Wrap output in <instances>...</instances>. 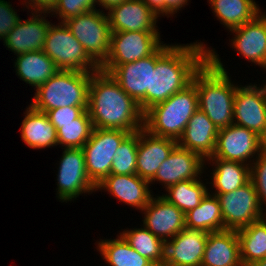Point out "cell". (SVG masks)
I'll use <instances>...</instances> for the list:
<instances>
[{"mask_svg":"<svg viewBox=\"0 0 266 266\" xmlns=\"http://www.w3.org/2000/svg\"><path fill=\"white\" fill-rule=\"evenodd\" d=\"M128 244L141 256L149 259L155 266H163L165 261V242L143 228H135L120 232Z\"/></svg>","mask_w":266,"mask_h":266,"instance_id":"32","label":"cell"},{"mask_svg":"<svg viewBox=\"0 0 266 266\" xmlns=\"http://www.w3.org/2000/svg\"><path fill=\"white\" fill-rule=\"evenodd\" d=\"M159 32H111L110 49L101 66H118L152 55L162 44Z\"/></svg>","mask_w":266,"mask_h":266,"instance_id":"11","label":"cell"},{"mask_svg":"<svg viewBox=\"0 0 266 266\" xmlns=\"http://www.w3.org/2000/svg\"><path fill=\"white\" fill-rule=\"evenodd\" d=\"M157 50L150 56L118 66H100L109 73L121 89L132 97L143 113L146 112V92L150 90L151 68H155Z\"/></svg>","mask_w":266,"mask_h":266,"instance_id":"13","label":"cell"},{"mask_svg":"<svg viewBox=\"0 0 266 266\" xmlns=\"http://www.w3.org/2000/svg\"><path fill=\"white\" fill-rule=\"evenodd\" d=\"M57 1L58 0H25L24 2L28 11L30 7L32 10L31 12H45L48 15V13L50 14V11L56 5Z\"/></svg>","mask_w":266,"mask_h":266,"instance_id":"40","label":"cell"},{"mask_svg":"<svg viewBox=\"0 0 266 266\" xmlns=\"http://www.w3.org/2000/svg\"><path fill=\"white\" fill-rule=\"evenodd\" d=\"M88 55L101 66L110 49L111 29L107 14L95 9L64 22Z\"/></svg>","mask_w":266,"mask_h":266,"instance_id":"7","label":"cell"},{"mask_svg":"<svg viewBox=\"0 0 266 266\" xmlns=\"http://www.w3.org/2000/svg\"><path fill=\"white\" fill-rule=\"evenodd\" d=\"M220 23L228 30L253 20L262 11L254 0H208Z\"/></svg>","mask_w":266,"mask_h":266,"instance_id":"28","label":"cell"},{"mask_svg":"<svg viewBox=\"0 0 266 266\" xmlns=\"http://www.w3.org/2000/svg\"><path fill=\"white\" fill-rule=\"evenodd\" d=\"M149 181L133 175H115L110 174L105 177L97 186V190H106L127 205H130L137 210L142 211L149 203L152 196L149 190Z\"/></svg>","mask_w":266,"mask_h":266,"instance_id":"21","label":"cell"},{"mask_svg":"<svg viewBox=\"0 0 266 266\" xmlns=\"http://www.w3.org/2000/svg\"><path fill=\"white\" fill-rule=\"evenodd\" d=\"M141 213L143 225L164 242L185 229V213L160 195L152 196Z\"/></svg>","mask_w":266,"mask_h":266,"instance_id":"16","label":"cell"},{"mask_svg":"<svg viewBox=\"0 0 266 266\" xmlns=\"http://www.w3.org/2000/svg\"><path fill=\"white\" fill-rule=\"evenodd\" d=\"M185 228L207 233L226 230L218 197L208 192L198 206L185 214Z\"/></svg>","mask_w":266,"mask_h":266,"instance_id":"29","label":"cell"},{"mask_svg":"<svg viewBox=\"0 0 266 266\" xmlns=\"http://www.w3.org/2000/svg\"><path fill=\"white\" fill-rule=\"evenodd\" d=\"M14 66L16 75L25 83L37 89L59 70L54 61L42 50L16 55Z\"/></svg>","mask_w":266,"mask_h":266,"instance_id":"26","label":"cell"},{"mask_svg":"<svg viewBox=\"0 0 266 266\" xmlns=\"http://www.w3.org/2000/svg\"><path fill=\"white\" fill-rule=\"evenodd\" d=\"M24 114L20 129L22 140L28 147L46 149L58 145L57 131L45 112L29 105Z\"/></svg>","mask_w":266,"mask_h":266,"instance_id":"25","label":"cell"},{"mask_svg":"<svg viewBox=\"0 0 266 266\" xmlns=\"http://www.w3.org/2000/svg\"><path fill=\"white\" fill-rule=\"evenodd\" d=\"M252 266H266V258L260 261H257L254 265Z\"/></svg>","mask_w":266,"mask_h":266,"instance_id":"44","label":"cell"},{"mask_svg":"<svg viewBox=\"0 0 266 266\" xmlns=\"http://www.w3.org/2000/svg\"><path fill=\"white\" fill-rule=\"evenodd\" d=\"M208 50L203 42L197 41L186 45L162 44L157 49L155 68H151L146 111L189 85L194 74L208 60Z\"/></svg>","mask_w":266,"mask_h":266,"instance_id":"1","label":"cell"},{"mask_svg":"<svg viewBox=\"0 0 266 266\" xmlns=\"http://www.w3.org/2000/svg\"><path fill=\"white\" fill-rule=\"evenodd\" d=\"M176 145L175 140L155 136L144 128L140 129L136 174L150 181Z\"/></svg>","mask_w":266,"mask_h":266,"instance_id":"22","label":"cell"},{"mask_svg":"<svg viewBox=\"0 0 266 266\" xmlns=\"http://www.w3.org/2000/svg\"><path fill=\"white\" fill-rule=\"evenodd\" d=\"M199 109L218 129L233 124L236 88L214 49L208 50V60L194 74ZM233 83V84H232Z\"/></svg>","mask_w":266,"mask_h":266,"instance_id":"3","label":"cell"},{"mask_svg":"<svg viewBox=\"0 0 266 266\" xmlns=\"http://www.w3.org/2000/svg\"><path fill=\"white\" fill-rule=\"evenodd\" d=\"M91 73L60 70L40 85L30 105L41 112L59 107H88Z\"/></svg>","mask_w":266,"mask_h":266,"instance_id":"5","label":"cell"},{"mask_svg":"<svg viewBox=\"0 0 266 266\" xmlns=\"http://www.w3.org/2000/svg\"><path fill=\"white\" fill-rule=\"evenodd\" d=\"M139 131L130 133L119 145L112 162L110 174H136Z\"/></svg>","mask_w":266,"mask_h":266,"instance_id":"35","label":"cell"},{"mask_svg":"<svg viewBox=\"0 0 266 266\" xmlns=\"http://www.w3.org/2000/svg\"><path fill=\"white\" fill-rule=\"evenodd\" d=\"M87 110L95 128L135 133L144 127L139 104L102 70L91 73Z\"/></svg>","mask_w":266,"mask_h":266,"instance_id":"2","label":"cell"},{"mask_svg":"<svg viewBox=\"0 0 266 266\" xmlns=\"http://www.w3.org/2000/svg\"><path fill=\"white\" fill-rule=\"evenodd\" d=\"M201 266H243L237 230L208 233Z\"/></svg>","mask_w":266,"mask_h":266,"instance_id":"24","label":"cell"},{"mask_svg":"<svg viewBox=\"0 0 266 266\" xmlns=\"http://www.w3.org/2000/svg\"><path fill=\"white\" fill-rule=\"evenodd\" d=\"M43 15L42 12H32L30 19L22 21L20 18L16 26L3 39V45L14 52V55L43 50L48 29L52 24L45 19V12Z\"/></svg>","mask_w":266,"mask_h":266,"instance_id":"20","label":"cell"},{"mask_svg":"<svg viewBox=\"0 0 266 266\" xmlns=\"http://www.w3.org/2000/svg\"><path fill=\"white\" fill-rule=\"evenodd\" d=\"M117 236L96 243L101 257L109 266H155L132 248L121 234Z\"/></svg>","mask_w":266,"mask_h":266,"instance_id":"31","label":"cell"},{"mask_svg":"<svg viewBox=\"0 0 266 266\" xmlns=\"http://www.w3.org/2000/svg\"><path fill=\"white\" fill-rule=\"evenodd\" d=\"M199 108L193 82L144 113V129L150 134L178 141L185 127Z\"/></svg>","mask_w":266,"mask_h":266,"instance_id":"4","label":"cell"},{"mask_svg":"<svg viewBox=\"0 0 266 266\" xmlns=\"http://www.w3.org/2000/svg\"><path fill=\"white\" fill-rule=\"evenodd\" d=\"M157 16L162 15V0H142Z\"/></svg>","mask_w":266,"mask_h":266,"instance_id":"42","label":"cell"},{"mask_svg":"<svg viewBox=\"0 0 266 266\" xmlns=\"http://www.w3.org/2000/svg\"><path fill=\"white\" fill-rule=\"evenodd\" d=\"M233 123L266 141V92L257 84L238 86L234 97Z\"/></svg>","mask_w":266,"mask_h":266,"instance_id":"14","label":"cell"},{"mask_svg":"<svg viewBox=\"0 0 266 266\" xmlns=\"http://www.w3.org/2000/svg\"><path fill=\"white\" fill-rule=\"evenodd\" d=\"M207 188L200 178L186 180L168 187L166 189L168 193L162 197L186 214L200 204L209 192Z\"/></svg>","mask_w":266,"mask_h":266,"instance_id":"33","label":"cell"},{"mask_svg":"<svg viewBox=\"0 0 266 266\" xmlns=\"http://www.w3.org/2000/svg\"><path fill=\"white\" fill-rule=\"evenodd\" d=\"M111 32H159L157 16L142 0H126L107 12Z\"/></svg>","mask_w":266,"mask_h":266,"instance_id":"19","label":"cell"},{"mask_svg":"<svg viewBox=\"0 0 266 266\" xmlns=\"http://www.w3.org/2000/svg\"><path fill=\"white\" fill-rule=\"evenodd\" d=\"M205 161L201 155L177 144L149 183L159 181L167 189L181 181L199 179L205 169Z\"/></svg>","mask_w":266,"mask_h":266,"instance_id":"15","label":"cell"},{"mask_svg":"<svg viewBox=\"0 0 266 266\" xmlns=\"http://www.w3.org/2000/svg\"><path fill=\"white\" fill-rule=\"evenodd\" d=\"M264 69H265V71H266V65L263 67ZM263 89L265 90V92H266V84H263Z\"/></svg>","mask_w":266,"mask_h":266,"instance_id":"45","label":"cell"},{"mask_svg":"<svg viewBox=\"0 0 266 266\" xmlns=\"http://www.w3.org/2000/svg\"><path fill=\"white\" fill-rule=\"evenodd\" d=\"M213 195L219 199L225 229L239 230L264 217L251 181L232 192Z\"/></svg>","mask_w":266,"mask_h":266,"instance_id":"10","label":"cell"},{"mask_svg":"<svg viewBox=\"0 0 266 266\" xmlns=\"http://www.w3.org/2000/svg\"><path fill=\"white\" fill-rule=\"evenodd\" d=\"M59 70L94 73L100 66L88 55L65 23L51 24L42 50Z\"/></svg>","mask_w":266,"mask_h":266,"instance_id":"6","label":"cell"},{"mask_svg":"<svg viewBox=\"0 0 266 266\" xmlns=\"http://www.w3.org/2000/svg\"><path fill=\"white\" fill-rule=\"evenodd\" d=\"M250 181L255 186L259 203L264 209L263 206H266V148L255 157V161L250 165Z\"/></svg>","mask_w":266,"mask_h":266,"instance_id":"37","label":"cell"},{"mask_svg":"<svg viewBox=\"0 0 266 266\" xmlns=\"http://www.w3.org/2000/svg\"><path fill=\"white\" fill-rule=\"evenodd\" d=\"M129 134L128 131L94 127L82 150L88 177L96 186L110 175L114 155Z\"/></svg>","mask_w":266,"mask_h":266,"instance_id":"8","label":"cell"},{"mask_svg":"<svg viewBox=\"0 0 266 266\" xmlns=\"http://www.w3.org/2000/svg\"><path fill=\"white\" fill-rule=\"evenodd\" d=\"M19 20L20 17L10 2L0 0V40L8 35Z\"/></svg>","mask_w":266,"mask_h":266,"instance_id":"39","label":"cell"},{"mask_svg":"<svg viewBox=\"0 0 266 266\" xmlns=\"http://www.w3.org/2000/svg\"><path fill=\"white\" fill-rule=\"evenodd\" d=\"M95 0H58L56 5L50 11V14H56L59 22L65 21L76 17L82 13L96 9ZM52 12V13H51Z\"/></svg>","mask_w":266,"mask_h":266,"instance_id":"36","label":"cell"},{"mask_svg":"<svg viewBox=\"0 0 266 266\" xmlns=\"http://www.w3.org/2000/svg\"><path fill=\"white\" fill-rule=\"evenodd\" d=\"M265 148L266 141L262 137L233 123L219 129L214 154L207 159H222L250 166L254 157H257Z\"/></svg>","mask_w":266,"mask_h":266,"instance_id":"9","label":"cell"},{"mask_svg":"<svg viewBox=\"0 0 266 266\" xmlns=\"http://www.w3.org/2000/svg\"><path fill=\"white\" fill-rule=\"evenodd\" d=\"M243 266H252L266 258V219L263 217L237 230Z\"/></svg>","mask_w":266,"mask_h":266,"instance_id":"30","label":"cell"},{"mask_svg":"<svg viewBox=\"0 0 266 266\" xmlns=\"http://www.w3.org/2000/svg\"><path fill=\"white\" fill-rule=\"evenodd\" d=\"M57 175V197L62 202L72 201L82 193L96 191L89 179L82 148H63Z\"/></svg>","mask_w":266,"mask_h":266,"instance_id":"12","label":"cell"},{"mask_svg":"<svg viewBox=\"0 0 266 266\" xmlns=\"http://www.w3.org/2000/svg\"><path fill=\"white\" fill-rule=\"evenodd\" d=\"M189 0H162V16H173L182 7L187 5Z\"/></svg>","mask_w":266,"mask_h":266,"instance_id":"41","label":"cell"},{"mask_svg":"<svg viewBox=\"0 0 266 266\" xmlns=\"http://www.w3.org/2000/svg\"><path fill=\"white\" fill-rule=\"evenodd\" d=\"M54 126L57 131L58 145L64 148H82L94 129L88 110L71 123Z\"/></svg>","mask_w":266,"mask_h":266,"instance_id":"34","label":"cell"},{"mask_svg":"<svg viewBox=\"0 0 266 266\" xmlns=\"http://www.w3.org/2000/svg\"><path fill=\"white\" fill-rule=\"evenodd\" d=\"M218 133L217 126L198 108L188 121L177 144L201 155L206 160L214 154Z\"/></svg>","mask_w":266,"mask_h":266,"instance_id":"23","label":"cell"},{"mask_svg":"<svg viewBox=\"0 0 266 266\" xmlns=\"http://www.w3.org/2000/svg\"><path fill=\"white\" fill-rule=\"evenodd\" d=\"M124 1H126V0H95L96 5H99V6H101L102 9H105L108 11L115 6L120 5Z\"/></svg>","mask_w":266,"mask_h":266,"instance_id":"43","label":"cell"},{"mask_svg":"<svg viewBox=\"0 0 266 266\" xmlns=\"http://www.w3.org/2000/svg\"><path fill=\"white\" fill-rule=\"evenodd\" d=\"M214 165L212 172V184L215 193L224 194L232 192L250 181V166L233 161H225L222 159H206Z\"/></svg>","mask_w":266,"mask_h":266,"instance_id":"27","label":"cell"},{"mask_svg":"<svg viewBox=\"0 0 266 266\" xmlns=\"http://www.w3.org/2000/svg\"><path fill=\"white\" fill-rule=\"evenodd\" d=\"M88 107H59L46 112L53 125L68 124L78 118Z\"/></svg>","mask_w":266,"mask_h":266,"instance_id":"38","label":"cell"},{"mask_svg":"<svg viewBox=\"0 0 266 266\" xmlns=\"http://www.w3.org/2000/svg\"><path fill=\"white\" fill-rule=\"evenodd\" d=\"M266 12H261L253 20L230 30L235 37L232 47L242 57L263 68L266 65Z\"/></svg>","mask_w":266,"mask_h":266,"instance_id":"18","label":"cell"},{"mask_svg":"<svg viewBox=\"0 0 266 266\" xmlns=\"http://www.w3.org/2000/svg\"><path fill=\"white\" fill-rule=\"evenodd\" d=\"M208 233L188 229L180 231L165 242L163 266H201Z\"/></svg>","mask_w":266,"mask_h":266,"instance_id":"17","label":"cell"}]
</instances>
